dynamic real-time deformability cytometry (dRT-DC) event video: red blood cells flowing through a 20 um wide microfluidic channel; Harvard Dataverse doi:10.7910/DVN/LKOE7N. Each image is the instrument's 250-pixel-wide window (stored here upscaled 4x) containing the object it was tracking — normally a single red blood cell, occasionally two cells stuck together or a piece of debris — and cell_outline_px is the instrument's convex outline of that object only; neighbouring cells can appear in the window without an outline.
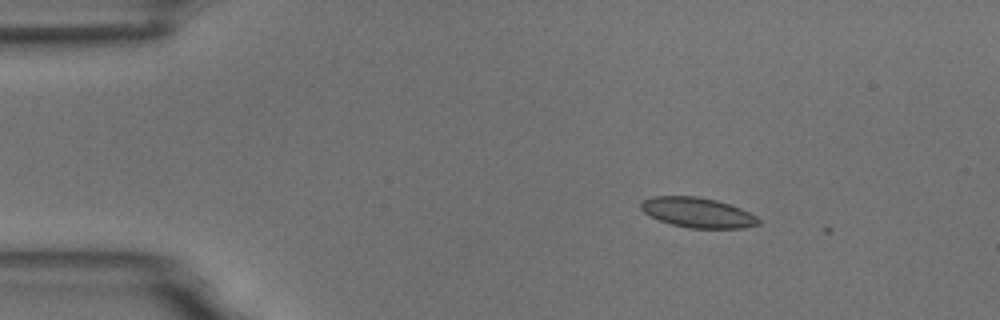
{"species": "common noctule bat (a hibernating species)", "species_latin": "Nyctalus noctula", "temperature_condition": "room temperature", "stored_images_in_passage": 9, "camera_frame_rate_fps": 3000, "um_per_image_px": 0.085, "animal": {"sex": "male", "body_mass_g": 18.8}, "frame": {"image": 1, "passage_image": 1, "time_ms": 0.0, "image_size_px": [1000, 320], "cell_outline_px": [[760, 224], [744, 228], [688, 228], [672, 224], [660, 220], [644, 212], [640, 208], [640, 204], [644, 200], [652, 196], [696, 196], [716, 200], [740, 208], [756, 216], [760, 220]], "centroid_in_image_um": [59.31, 18.07], "position_along_channel_um": 25.7, "area_um2": 20.4}}